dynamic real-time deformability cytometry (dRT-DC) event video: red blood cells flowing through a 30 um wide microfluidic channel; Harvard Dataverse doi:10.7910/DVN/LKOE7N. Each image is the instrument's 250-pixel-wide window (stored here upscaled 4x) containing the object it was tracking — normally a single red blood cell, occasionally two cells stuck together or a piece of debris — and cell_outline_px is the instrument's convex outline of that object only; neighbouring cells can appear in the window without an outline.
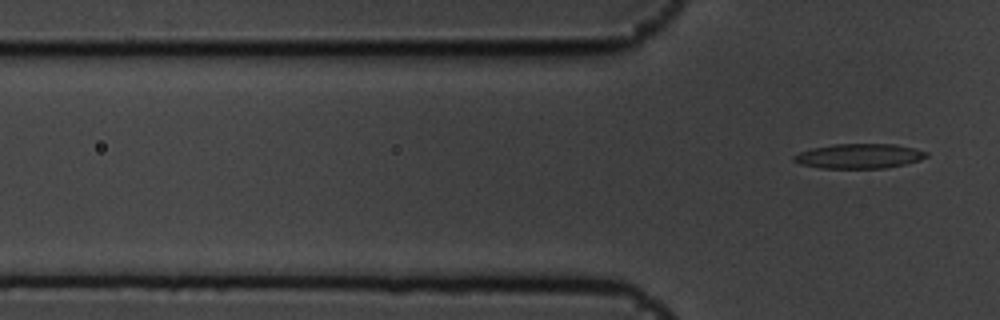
{"species": "common noctule bat (a hibernating species)", "species_latin": "Nyctalus noctula", "temperature_condition": "cold", "stored_images_in_passage": 6, "segment_of_instrument_passage": [2, 2], "camera_frame_rate_fps": 3000, "um_per_image_px": 0.085, "animal": {"sex": "male", "body_mass_g": 19.5, "forearm_length_mm": 54.6}, "frame": {"image": 1, "passage_image": 6, "time_ms": 1.667, "image_size_px": [1000, 320], "cell_outline_px": [[928, 156], [920, 160], [904, 164], [884, 168], [820, 168], [800, 164], [792, 160], [792, 156], [800, 152], [812, 148], [836, 144], [896, 144], [928, 152]], "centroid_in_image_um": [73.01, 13.27], "position_along_channel_um": 52.8, "area_um2": 19.02}}